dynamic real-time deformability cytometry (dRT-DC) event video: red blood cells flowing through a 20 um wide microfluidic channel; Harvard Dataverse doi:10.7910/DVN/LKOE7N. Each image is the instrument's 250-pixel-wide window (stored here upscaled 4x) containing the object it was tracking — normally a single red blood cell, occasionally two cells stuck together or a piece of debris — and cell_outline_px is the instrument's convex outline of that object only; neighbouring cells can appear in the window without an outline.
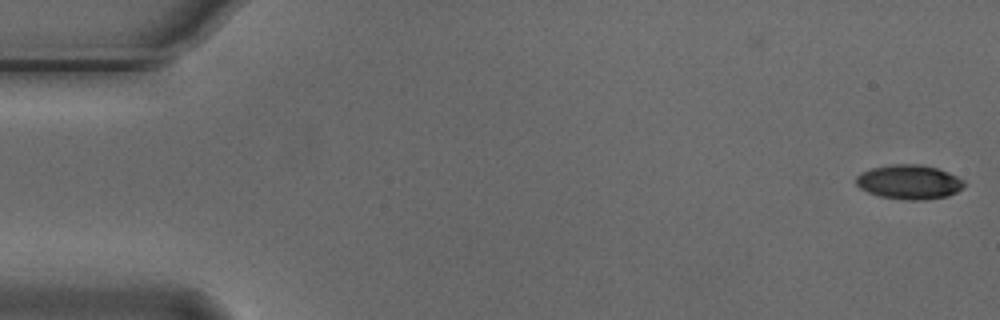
{"species": "Egyptian fruit bat (a non-hibernating species)", "species_latin": "Rousettus aegyptiacus", "temperature_condition": "cold", "stored_images_in_passage": 5, "camera_frame_rate_fps": 3000, "um_per_image_px": 0.085, "animal": {"sex": "male"}, "frame": {"image": 1, "passage_image": 1, "time_ms": 0.0, "image_size_px": [1000, 320], "cell_outline_px": [[964, 184], [956, 192], [948, 196], [924, 200], [908, 200], [880, 196], [868, 192], [860, 188], [856, 184], [856, 176], [860, 172], [872, 168], [892, 164], [920, 164], [936, 168], [948, 172], [964, 180]], "centroid_in_image_um": [77.25, 15.46], "position_along_channel_um": 7.7, "area_um2": 21.56}}
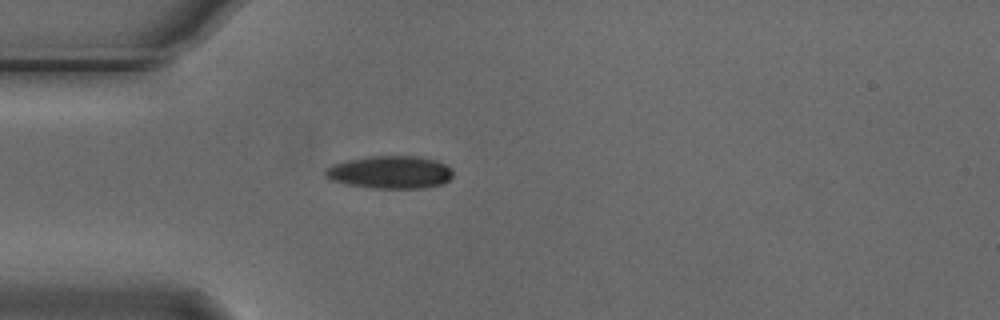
{"frame": {"image": 2, "passage_image": 5, "time_ms": 1.333, "image_size_px": [1000, 320], "cell_outline_px": [[452, 176], [444, 184], [424, 188], [372, 188], [348, 184], [332, 180], [324, 176], [324, 172], [332, 164], [344, 160], [368, 156], [416, 156], [436, 160], [444, 164], [452, 172]], "centroid_in_image_um": [33.14, 14.63], "position_along_channel_um": 51.9, "area_um2": 24.33}}